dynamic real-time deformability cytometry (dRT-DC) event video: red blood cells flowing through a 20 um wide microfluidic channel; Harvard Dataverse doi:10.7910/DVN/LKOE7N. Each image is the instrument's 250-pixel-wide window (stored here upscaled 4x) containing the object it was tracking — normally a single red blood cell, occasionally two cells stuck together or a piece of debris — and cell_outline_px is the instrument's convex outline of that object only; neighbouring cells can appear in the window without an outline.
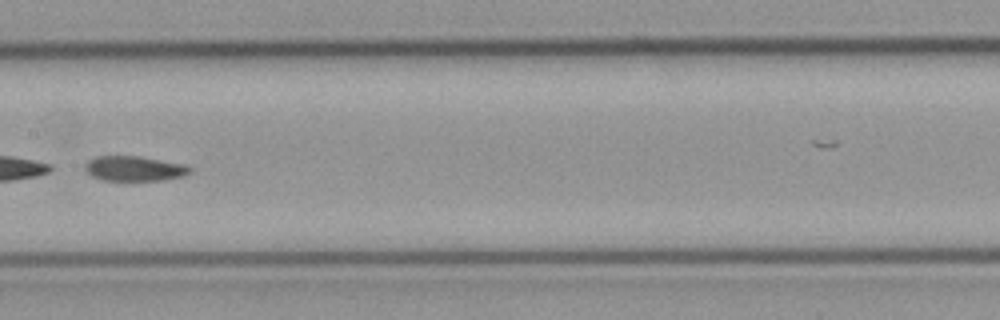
{"species": "common noctule bat (a hibernating species)", "species_latin": "Nyctalus noctula", "temperature_condition": "cold", "stored_images_in_passage": 8, "camera_frame_rate_fps": 3000, "um_per_image_px": 0.085, "animal": {"sex": "male", "body_mass_g": 23.1, "forearm_length_mm": 52.7}, "frame": {"image": 1, "passage_image": 8, "time_ms": 2.333, "image_size_px": [1000, 320], "cell_outline_px": [[192, 172], [184, 176], [164, 180], [104, 180], [92, 176], [84, 168], [84, 164], [88, 160], [96, 156], [140, 156], [184, 164], [192, 168]], "centroid_in_image_um": [11.44, 14.32], "position_along_channel_um": 196.0, "area_um2": 15.32}}